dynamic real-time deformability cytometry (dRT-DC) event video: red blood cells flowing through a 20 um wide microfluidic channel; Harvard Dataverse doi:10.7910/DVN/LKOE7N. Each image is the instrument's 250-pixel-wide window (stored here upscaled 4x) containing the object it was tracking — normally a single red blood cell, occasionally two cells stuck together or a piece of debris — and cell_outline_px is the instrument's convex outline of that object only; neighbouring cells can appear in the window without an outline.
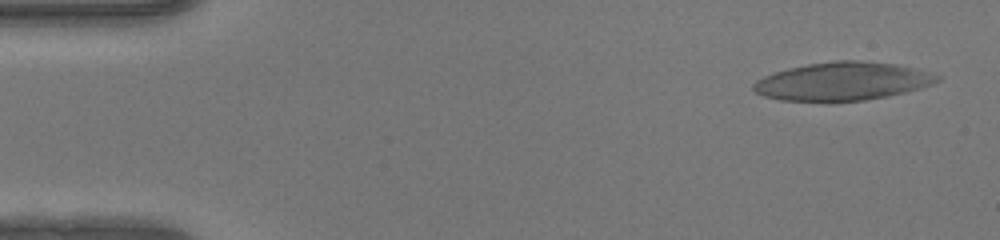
{"species": "human", "species_latin": "Homo sapiens", "temperature_condition": "warm", "stored_images_in_passage": 48, "camera_frame_rate_fps": 3000, "um_per_image_px": 0.085, "donor": {"sex": "female"}, "frame": {"image": 1, "passage_image": 2, "time_ms": 0.333, "image_size_px": [1000, 240], "cell_outline_px": [[944, 76], [940, 80], [932, 84], [920, 88], [888, 96], [864, 100], [780, 100], [764, 96], [756, 92], [752, 88], [752, 84], [756, 80], [764, 76], [788, 68], [808, 64], [836, 60], [856, 60], [896, 64]], "centroid_in_image_um": [71.63, 6.9], "position_along_channel_um": 13.4, "area_um2": 40.46}}
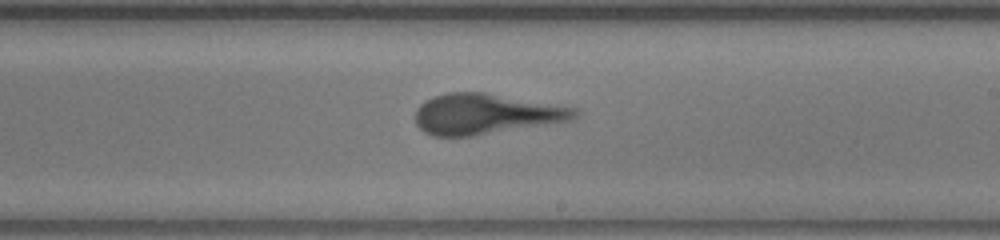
{"frame": {"image": 2, "passage_image": 28, "time_ms": 9.0, "image_size_px": [1000, 240], "cell_outline_px": [[580, 116], [576, 120], [472, 136], [432, 136], [424, 132], [416, 124], [416, 108], [424, 100], [432, 96], [448, 92], [484, 92], [576, 108], [580, 112]], "centroid_in_image_um": [41.3, 9.69], "position_along_channel_um": 247.7, "area_um2": 37.92}}
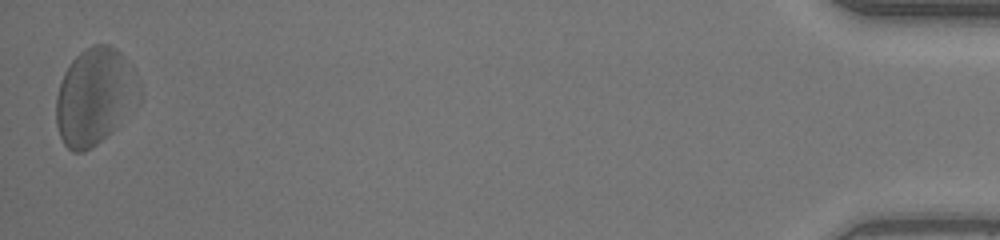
{"frame": {"image": 3, "passage_image": 48, "time_ms": 15.667, "image_size_px": [1000, 240], "cell_outline_px": [[128, 92], [112, 132], [96, 144], [84, 152], [72, 152], [64, 144], [60, 136], [56, 124], [56, 96], [64, 72], [72, 60], [80, 52], [92, 44], [108, 44], [116, 48], [120, 52], [128, 88]], "centroid_in_image_um": [7.71, 8.24], "position_along_channel_um": 427.5, "area_um2": 41.96}}